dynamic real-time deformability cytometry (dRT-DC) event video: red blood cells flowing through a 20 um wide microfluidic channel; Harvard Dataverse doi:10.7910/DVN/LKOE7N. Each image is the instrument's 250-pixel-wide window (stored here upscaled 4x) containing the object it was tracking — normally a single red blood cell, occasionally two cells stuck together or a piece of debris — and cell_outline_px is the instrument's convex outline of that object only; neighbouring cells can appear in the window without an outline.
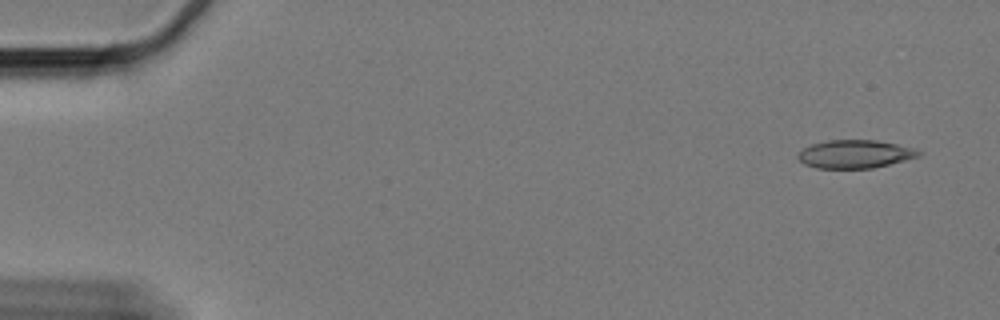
{"species": "Egyptian fruit bat (a non-hibernating species)", "species_latin": "Rousettus aegyptiacus", "temperature_condition": "cold", "stored_images_in_passage": 12, "camera_frame_rate_fps": 3000, "um_per_image_px": 0.085, "animal": {"sex": "female"}, "frame": {"image": 1, "passage_image": 3, "time_ms": 0.667, "image_size_px": [1000, 320], "cell_outline_px": [[920, 156], [872, 168], [816, 168], [804, 164], [796, 156], [804, 148], [812, 144], [828, 140], [876, 140], [916, 148], [920, 152]], "centroid_in_image_um": [72.66, 13.09], "position_along_channel_um": 12.3, "area_um2": 19.65}}